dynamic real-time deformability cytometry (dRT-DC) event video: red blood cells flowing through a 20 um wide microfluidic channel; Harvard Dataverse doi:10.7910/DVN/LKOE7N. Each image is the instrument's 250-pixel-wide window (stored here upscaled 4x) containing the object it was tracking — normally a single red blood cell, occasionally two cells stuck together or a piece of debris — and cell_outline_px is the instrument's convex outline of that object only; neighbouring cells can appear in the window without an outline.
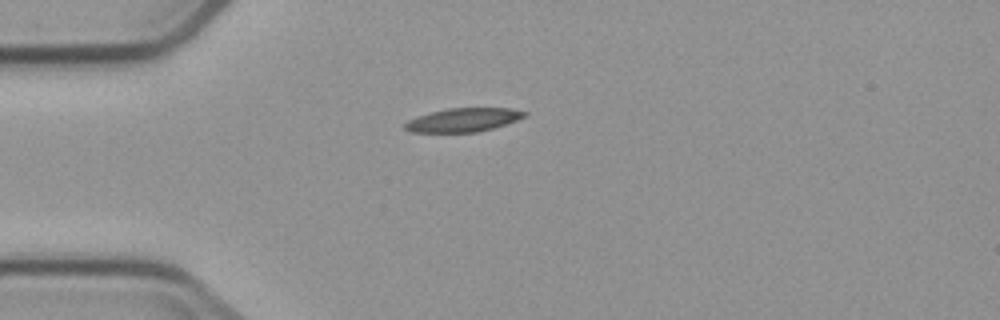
{"species": "common noctule bat (a hibernating species)", "species_latin": "Nyctalus noctula", "temperature_condition": "cold", "stored_images_in_passage": 1, "camera_frame_rate_fps": 3000, "um_per_image_px": 0.085, "animal": {"sex": "male", "body_mass_g": 23.1, "forearm_length_mm": 52.7}, "frame": {"image": 1, "passage_image": 1, "time_ms": 0.0, "image_size_px": [1000, 320], "cell_outline_px": [[528, 116], [492, 128], [476, 132], [412, 132], [404, 128], [404, 124], [408, 120], [416, 116], [448, 108], [512, 108], [528, 112]], "centroid_in_image_um": [39.39, 10.18], "position_along_channel_um": 45.6, "area_um2": 16.42}}